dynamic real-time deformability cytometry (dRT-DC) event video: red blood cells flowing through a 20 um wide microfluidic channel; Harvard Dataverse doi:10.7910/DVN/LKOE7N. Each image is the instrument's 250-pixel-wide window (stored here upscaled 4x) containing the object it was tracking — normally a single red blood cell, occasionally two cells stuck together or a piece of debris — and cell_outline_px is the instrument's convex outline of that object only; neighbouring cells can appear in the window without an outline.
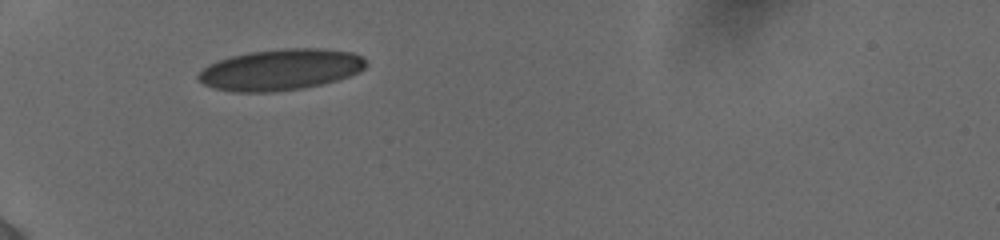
{"species": "human", "species_latin": "Homo sapiens", "temperature_condition": "cold", "stored_images_in_passage": 4, "camera_frame_rate_fps": 3000, "um_per_image_px": 0.085, "donor": {"sex": "female"}, "frame": {"image": 1, "passage_image": 1, "time_ms": 0.0, "image_size_px": [1000, 240], "cell_outline_px": [[368, 64], [360, 72], [336, 80], [304, 88], [272, 92], [232, 92], [212, 88], [204, 84], [196, 76], [208, 64], [232, 56], [248, 52], [284, 48], [324, 48], [352, 52], [364, 56]], "centroid_in_image_um": [23.87, 5.91], "position_along_channel_um": 61.1, "area_um2": 40.4}}
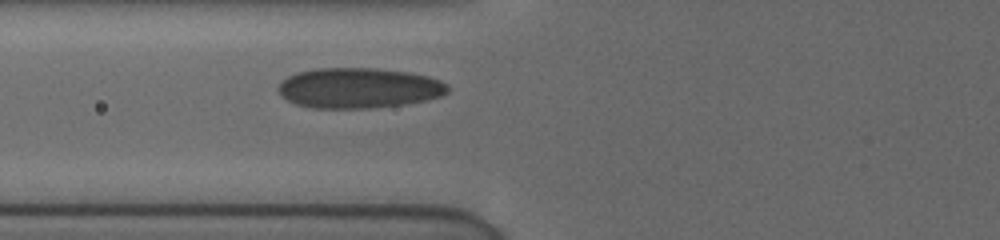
{"frame": {"image": 2, "passage_image": 4, "time_ms": 1.333, "image_size_px": [1000, 240], "cell_outline_px": [[448, 92], [440, 96], [424, 100], [404, 104], [368, 108], [312, 108], [296, 104], [280, 96], [276, 88], [288, 76], [296, 72], [316, 68], [376, 68], [408, 72], [428, 76], [440, 80], [448, 84]], "centroid_in_image_um": [30.47, 7.47], "position_along_channel_um": 95.3, "area_um2": 39.88}}